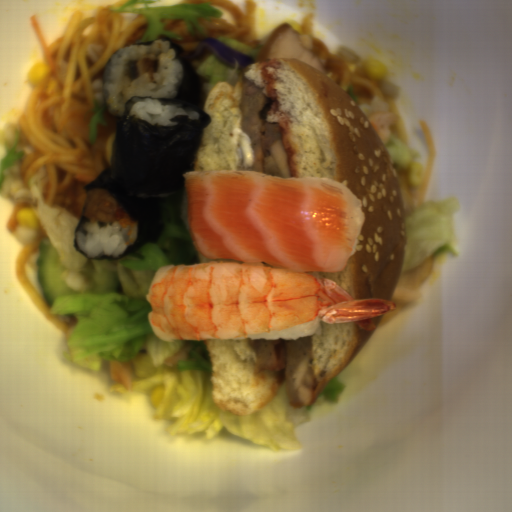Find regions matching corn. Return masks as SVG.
Instances as JSON below:
<instances>
[{
    "mask_svg": "<svg viewBox=\"0 0 512 512\" xmlns=\"http://www.w3.org/2000/svg\"><path fill=\"white\" fill-rule=\"evenodd\" d=\"M18 225L26 230L37 231L40 228L39 217L32 207H24L19 210L15 217Z\"/></svg>",
    "mask_w": 512,
    "mask_h": 512,
    "instance_id": "1",
    "label": "corn"
},
{
    "mask_svg": "<svg viewBox=\"0 0 512 512\" xmlns=\"http://www.w3.org/2000/svg\"><path fill=\"white\" fill-rule=\"evenodd\" d=\"M364 69L367 78L373 81H380L385 77L386 69L381 60L367 57L364 59Z\"/></svg>",
    "mask_w": 512,
    "mask_h": 512,
    "instance_id": "2",
    "label": "corn"
},
{
    "mask_svg": "<svg viewBox=\"0 0 512 512\" xmlns=\"http://www.w3.org/2000/svg\"><path fill=\"white\" fill-rule=\"evenodd\" d=\"M49 70L48 64L44 61H38L31 66L28 72L27 83L31 86L39 85Z\"/></svg>",
    "mask_w": 512,
    "mask_h": 512,
    "instance_id": "3",
    "label": "corn"
},
{
    "mask_svg": "<svg viewBox=\"0 0 512 512\" xmlns=\"http://www.w3.org/2000/svg\"><path fill=\"white\" fill-rule=\"evenodd\" d=\"M424 180L422 165L420 161H414L412 165L409 167V175H408V183L410 187H418L421 186Z\"/></svg>",
    "mask_w": 512,
    "mask_h": 512,
    "instance_id": "4",
    "label": "corn"
},
{
    "mask_svg": "<svg viewBox=\"0 0 512 512\" xmlns=\"http://www.w3.org/2000/svg\"><path fill=\"white\" fill-rule=\"evenodd\" d=\"M148 395H149V401H150L152 407L157 408L158 405L160 404V402L162 401V399L165 395V392L161 386H157V387H154V388H151L150 390H148Z\"/></svg>",
    "mask_w": 512,
    "mask_h": 512,
    "instance_id": "5",
    "label": "corn"
}]
</instances>
